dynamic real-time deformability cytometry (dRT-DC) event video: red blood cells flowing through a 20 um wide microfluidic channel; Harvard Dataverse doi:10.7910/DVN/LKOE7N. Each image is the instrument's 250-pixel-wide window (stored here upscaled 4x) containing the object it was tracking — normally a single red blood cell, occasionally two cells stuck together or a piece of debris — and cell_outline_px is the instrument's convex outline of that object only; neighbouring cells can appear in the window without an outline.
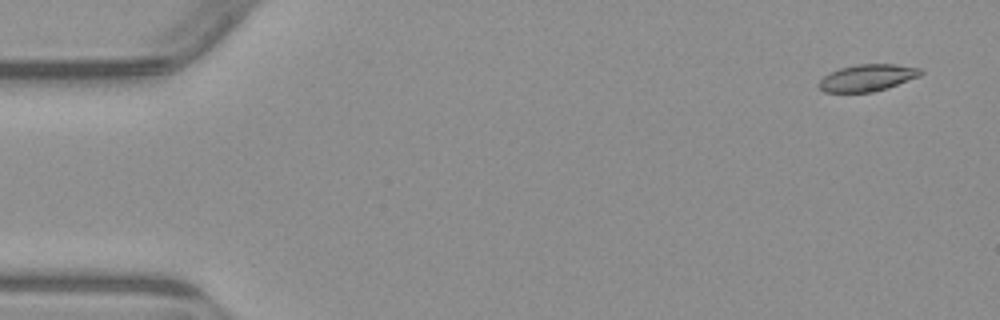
{"species": "common noctule bat (a hibernating species)", "species_latin": "Nyctalus noctula", "temperature_condition": "warm", "stored_images_in_passage": 4, "camera_frame_rate_fps": 3000, "um_per_image_px": 0.085, "animal": {"sex": "male", "body_mass_g": 23.1, "forearm_length_mm": 52.7}, "frame": {"image": 1, "passage_image": 1, "time_ms": 0.0, "image_size_px": [1000, 320], "cell_outline_px": [[924, 72], [920, 76], [888, 88], [872, 92], [824, 92], [816, 84], [824, 76], [840, 68], [856, 64], [896, 64], [920, 68]], "centroid_in_image_um": [73.74, 6.61], "position_along_channel_um": 11.3, "area_um2": 15.95}}
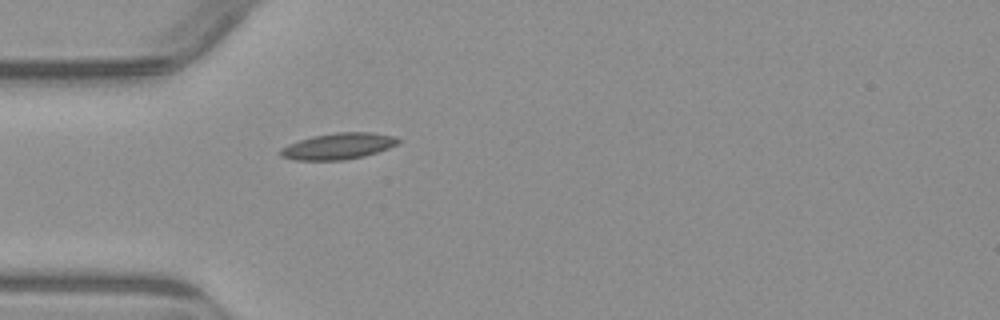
{"frame": {"image": 2, "passage_image": 4, "time_ms": 4.333, "image_size_px": [1000, 320], "cell_outline_px": [[400, 140], [396, 144], [388, 148], [364, 156], [344, 160], [296, 160], [280, 156], [280, 148], [288, 144], [312, 136], [336, 132], [372, 132], [396, 136]], "centroid_in_image_um": [28.74, 12.42], "position_along_channel_um": 56.3, "area_um2": 17.98}}